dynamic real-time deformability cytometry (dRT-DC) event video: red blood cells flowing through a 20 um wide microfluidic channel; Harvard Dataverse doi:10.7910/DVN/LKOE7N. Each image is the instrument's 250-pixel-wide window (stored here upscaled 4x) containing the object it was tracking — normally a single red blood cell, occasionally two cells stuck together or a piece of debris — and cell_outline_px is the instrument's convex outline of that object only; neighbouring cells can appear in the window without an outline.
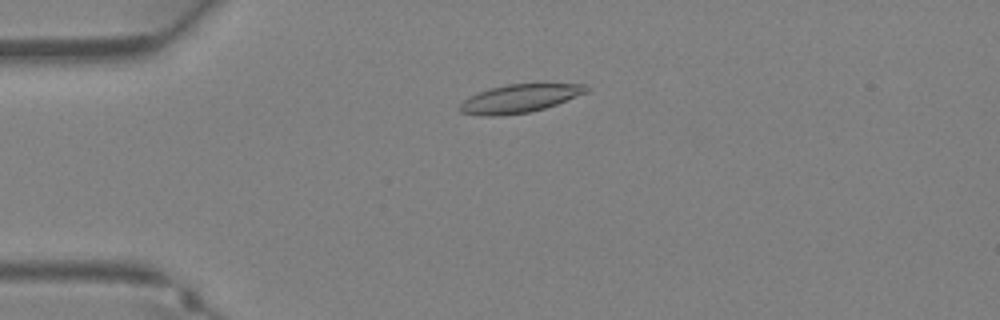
{"species": "Egyptian fruit bat (a non-hibernating species)", "species_latin": "Rousettus aegyptiacus", "temperature_condition": "warm", "stored_images_in_passage": 38, "camera_frame_rate_fps": 3000, "um_per_image_px": 0.085, "animal": {"sex": "female"}, "frame": {"image": 1, "passage_image": 10, "time_ms": 3.0, "image_size_px": [1000, 320], "cell_outline_px": [[592, 88], [588, 92], [556, 104], [532, 112], [496, 116], [480, 116], [460, 112], [460, 104], [468, 96], [492, 88], [508, 84], [588, 84]], "centroid_in_image_um": [44.19, 8.38], "position_along_channel_um": 40.8, "area_um2": 20.81}}
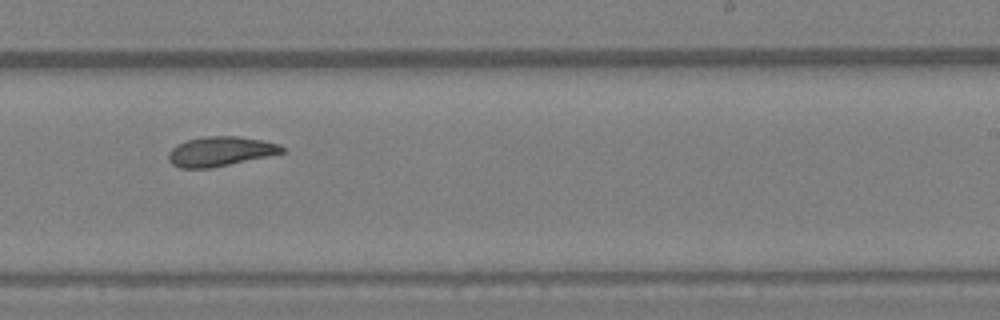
{"frame": {"image": 2, "passage_image": 24, "time_ms": 7.667, "image_size_px": [1000, 320], "cell_outline_px": [[284, 152], [268, 156], [208, 168], [180, 168], [172, 164], [168, 160], [168, 152], [172, 148], [188, 140], [208, 136], [236, 136], [260, 140], [280, 144], [284, 148]], "centroid_in_image_um": [18.71, 12.87], "position_along_channel_um": 270.3, "area_um2": 19.19}}
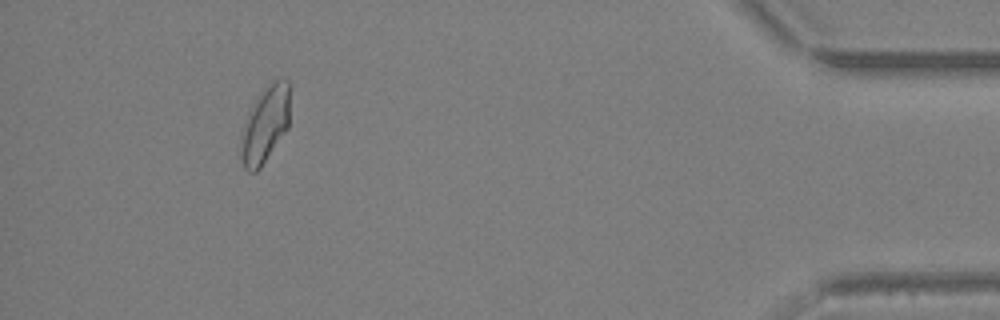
{"frame": {"image": 3, "passage_image": 35, "time_ms": 11.333, "image_size_px": [1000, 320], "cell_outline_px": [[292, 84], [288, 128], [260, 168], [256, 172], [248, 172], [244, 168], [240, 156], [240, 132], [248, 112], [260, 92], [272, 80], [284, 76]], "centroid_in_image_um": [22.56, 10.51], "position_along_channel_um": 412.6, "area_um2": 22.72}}